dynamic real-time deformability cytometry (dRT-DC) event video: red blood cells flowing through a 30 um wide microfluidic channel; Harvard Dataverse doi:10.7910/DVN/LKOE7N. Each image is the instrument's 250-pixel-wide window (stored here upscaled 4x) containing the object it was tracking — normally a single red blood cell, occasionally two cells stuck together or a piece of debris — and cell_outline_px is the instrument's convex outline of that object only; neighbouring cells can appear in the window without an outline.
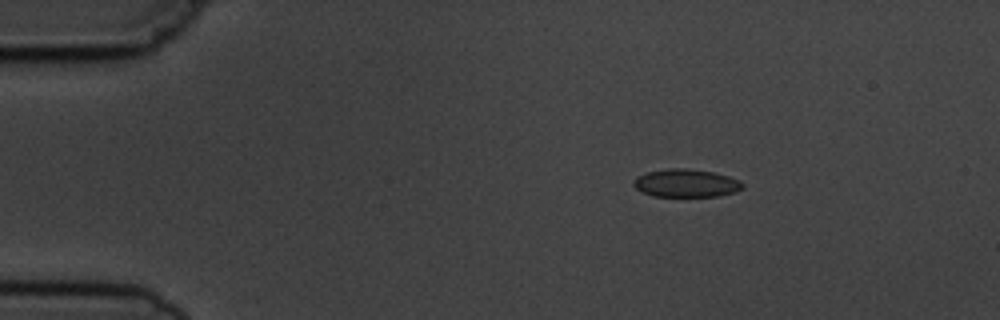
{"species": "common noctule bat (a hibernating species)", "species_latin": "Nyctalus noctula", "temperature_condition": "cold", "stored_images_in_passage": 5, "camera_frame_rate_fps": 3000, "um_per_image_px": 0.085, "animal": {"sex": "male", "body_mass_g": 19.5, "forearm_length_mm": 54.6}, "frame": {"image": 1, "passage_image": 3, "time_ms": 2.333, "image_size_px": [1000, 320], "cell_outline_px": [[744, 188], [736, 192], [720, 196], [652, 196], [636, 188], [632, 184], [632, 180], [636, 176], [648, 172], [668, 168], [688, 168], [712, 172], [728, 176], [740, 180], [744, 184]], "centroid_in_image_um": [58.33, 15.56], "position_along_channel_um": 26.7, "area_um2": 17.92}}